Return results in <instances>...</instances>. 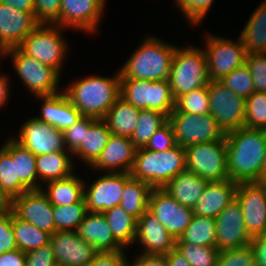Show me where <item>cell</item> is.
<instances>
[{
	"mask_svg": "<svg viewBox=\"0 0 266 266\" xmlns=\"http://www.w3.org/2000/svg\"><path fill=\"white\" fill-rule=\"evenodd\" d=\"M227 170L236 183L260 182L266 151V130L241 127L226 133Z\"/></svg>",
	"mask_w": 266,
	"mask_h": 266,
	"instance_id": "6da1fadb",
	"label": "cell"
},
{
	"mask_svg": "<svg viewBox=\"0 0 266 266\" xmlns=\"http://www.w3.org/2000/svg\"><path fill=\"white\" fill-rule=\"evenodd\" d=\"M112 77L89 76L64 88L71 104L86 117L104 119L120 97V70Z\"/></svg>",
	"mask_w": 266,
	"mask_h": 266,
	"instance_id": "7a4b0ae2",
	"label": "cell"
},
{
	"mask_svg": "<svg viewBox=\"0 0 266 266\" xmlns=\"http://www.w3.org/2000/svg\"><path fill=\"white\" fill-rule=\"evenodd\" d=\"M176 46L154 36L144 38L120 69V78L168 80Z\"/></svg>",
	"mask_w": 266,
	"mask_h": 266,
	"instance_id": "3957f363",
	"label": "cell"
},
{
	"mask_svg": "<svg viewBox=\"0 0 266 266\" xmlns=\"http://www.w3.org/2000/svg\"><path fill=\"white\" fill-rule=\"evenodd\" d=\"M185 170L186 153L183 147L176 145L162 152L143 147L136 150L130 175L147 182L152 188H164L172 178Z\"/></svg>",
	"mask_w": 266,
	"mask_h": 266,
	"instance_id": "277c9868",
	"label": "cell"
},
{
	"mask_svg": "<svg viewBox=\"0 0 266 266\" xmlns=\"http://www.w3.org/2000/svg\"><path fill=\"white\" fill-rule=\"evenodd\" d=\"M168 81L175 100L194 89L208 86L210 79L204 49L194 45L177 47Z\"/></svg>",
	"mask_w": 266,
	"mask_h": 266,
	"instance_id": "5b68a950",
	"label": "cell"
},
{
	"mask_svg": "<svg viewBox=\"0 0 266 266\" xmlns=\"http://www.w3.org/2000/svg\"><path fill=\"white\" fill-rule=\"evenodd\" d=\"M120 97L138 109L159 111L167 117L175 108L168 80L120 78Z\"/></svg>",
	"mask_w": 266,
	"mask_h": 266,
	"instance_id": "8992f818",
	"label": "cell"
},
{
	"mask_svg": "<svg viewBox=\"0 0 266 266\" xmlns=\"http://www.w3.org/2000/svg\"><path fill=\"white\" fill-rule=\"evenodd\" d=\"M63 27L55 24H39L22 41L18 48L42 64L51 66L61 73L67 57L68 43L61 34Z\"/></svg>",
	"mask_w": 266,
	"mask_h": 266,
	"instance_id": "52a82bcc",
	"label": "cell"
},
{
	"mask_svg": "<svg viewBox=\"0 0 266 266\" xmlns=\"http://www.w3.org/2000/svg\"><path fill=\"white\" fill-rule=\"evenodd\" d=\"M7 55L11 56L17 75L35 97L59 93L60 73L56 69L24 54L18 47L6 50Z\"/></svg>",
	"mask_w": 266,
	"mask_h": 266,
	"instance_id": "ba28073f",
	"label": "cell"
},
{
	"mask_svg": "<svg viewBox=\"0 0 266 266\" xmlns=\"http://www.w3.org/2000/svg\"><path fill=\"white\" fill-rule=\"evenodd\" d=\"M175 142L184 149L201 143L221 140L226 134L210 114L195 115L178 112L175 108L168 116Z\"/></svg>",
	"mask_w": 266,
	"mask_h": 266,
	"instance_id": "9c48e42d",
	"label": "cell"
},
{
	"mask_svg": "<svg viewBox=\"0 0 266 266\" xmlns=\"http://www.w3.org/2000/svg\"><path fill=\"white\" fill-rule=\"evenodd\" d=\"M187 170L209 182L229 179L226 138L185 148Z\"/></svg>",
	"mask_w": 266,
	"mask_h": 266,
	"instance_id": "30bf717a",
	"label": "cell"
},
{
	"mask_svg": "<svg viewBox=\"0 0 266 266\" xmlns=\"http://www.w3.org/2000/svg\"><path fill=\"white\" fill-rule=\"evenodd\" d=\"M210 114L224 133L244 127L246 98L235 94L220 81L208 84Z\"/></svg>",
	"mask_w": 266,
	"mask_h": 266,
	"instance_id": "8fae6325",
	"label": "cell"
},
{
	"mask_svg": "<svg viewBox=\"0 0 266 266\" xmlns=\"http://www.w3.org/2000/svg\"><path fill=\"white\" fill-rule=\"evenodd\" d=\"M208 76L210 81H220L246 60V49L241 40H232L208 34L205 39Z\"/></svg>",
	"mask_w": 266,
	"mask_h": 266,
	"instance_id": "7c38bea8",
	"label": "cell"
},
{
	"mask_svg": "<svg viewBox=\"0 0 266 266\" xmlns=\"http://www.w3.org/2000/svg\"><path fill=\"white\" fill-rule=\"evenodd\" d=\"M148 211L160 221L175 240L183 234L194 216L193 209L179 204L163 188L152 189Z\"/></svg>",
	"mask_w": 266,
	"mask_h": 266,
	"instance_id": "4fadbf2b",
	"label": "cell"
},
{
	"mask_svg": "<svg viewBox=\"0 0 266 266\" xmlns=\"http://www.w3.org/2000/svg\"><path fill=\"white\" fill-rule=\"evenodd\" d=\"M130 178V173L107 172V174L99 176L88 188L85 181L84 199L87 211L104 213L114 206H119L125 183Z\"/></svg>",
	"mask_w": 266,
	"mask_h": 266,
	"instance_id": "5bb4252c",
	"label": "cell"
},
{
	"mask_svg": "<svg viewBox=\"0 0 266 266\" xmlns=\"http://www.w3.org/2000/svg\"><path fill=\"white\" fill-rule=\"evenodd\" d=\"M235 199L250 236L266 234V190L261 182L238 183Z\"/></svg>",
	"mask_w": 266,
	"mask_h": 266,
	"instance_id": "9a60e30c",
	"label": "cell"
},
{
	"mask_svg": "<svg viewBox=\"0 0 266 266\" xmlns=\"http://www.w3.org/2000/svg\"><path fill=\"white\" fill-rule=\"evenodd\" d=\"M215 222V247L219 251L250 245L252 237L246 229L241 206L236 199L218 214Z\"/></svg>",
	"mask_w": 266,
	"mask_h": 266,
	"instance_id": "2e32d148",
	"label": "cell"
},
{
	"mask_svg": "<svg viewBox=\"0 0 266 266\" xmlns=\"http://www.w3.org/2000/svg\"><path fill=\"white\" fill-rule=\"evenodd\" d=\"M106 0H61L60 17L54 23L63 28H74L87 34L97 30L104 14Z\"/></svg>",
	"mask_w": 266,
	"mask_h": 266,
	"instance_id": "e0dca14e",
	"label": "cell"
},
{
	"mask_svg": "<svg viewBox=\"0 0 266 266\" xmlns=\"http://www.w3.org/2000/svg\"><path fill=\"white\" fill-rule=\"evenodd\" d=\"M10 210L37 228L55 233L53 205L42 190H29L11 200Z\"/></svg>",
	"mask_w": 266,
	"mask_h": 266,
	"instance_id": "ac0fdd59",
	"label": "cell"
},
{
	"mask_svg": "<svg viewBox=\"0 0 266 266\" xmlns=\"http://www.w3.org/2000/svg\"><path fill=\"white\" fill-rule=\"evenodd\" d=\"M14 139L36 156L55 151H67L63 132L36 117L25 121L19 130L18 138L14 137Z\"/></svg>",
	"mask_w": 266,
	"mask_h": 266,
	"instance_id": "d6986e66",
	"label": "cell"
},
{
	"mask_svg": "<svg viewBox=\"0 0 266 266\" xmlns=\"http://www.w3.org/2000/svg\"><path fill=\"white\" fill-rule=\"evenodd\" d=\"M57 266H89L98 253L75 231H56L50 236Z\"/></svg>",
	"mask_w": 266,
	"mask_h": 266,
	"instance_id": "ffe728a7",
	"label": "cell"
},
{
	"mask_svg": "<svg viewBox=\"0 0 266 266\" xmlns=\"http://www.w3.org/2000/svg\"><path fill=\"white\" fill-rule=\"evenodd\" d=\"M39 24L33 13L0 3V46L5 51L18 47Z\"/></svg>",
	"mask_w": 266,
	"mask_h": 266,
	"instance_id": "44dd1931",
	"label": "cell"
},
{
	"mask_svg": "<svg viewBox=\"0 0 266 266\" xmlns=\"http://www.w3.org/2000/svg\"><path fill=\"white\" fill-rule=\"evenodd\" d=\"M136 150L130 137L112 134L106 147L90 168L110 173H130Z\"/></svg>",
	"mask_w": 266,
	"mask_h": 266,
	"instance_id": "7402d4cb",
	"label": "cell"
},
{
	"mask_svg": "<svg viewBox=\"0 0 266 266\" xmlns=\"http://www.w3.org/2000/svg\"><path fill=\"white\" fill-rule=\"evenodd\" d=\"M143 246V255H166L175 248L176 240L148 210L137 220L134 243Z\"/></svg>",
	"mask_w": 266,
	"mask_h": 266,
	"instance_id": "603a6c76",
	"label": "cell"
},
{
	"mask_svg": "<svg viewBox=\"0 0 266 266\" xmlns=\"http://www.w3.org/2000/svg\"><path fill=\"white\" fill-rule=\"evenodd\" d=\"M75 232L86 242L91 243L97 252L104 253L125 250L114 238L103 213L88 212Z\"/></svg>",
	"mask_w": 266,
	"mask_h": 266,
	"instance_id": "cb8c5ba5",
	"label": "cell"
},
{
	"mask_svg": "<svg viewBox=\"0 0 266 266\" xmlns=\"http://www.w3.org/2000/svg\"><path fill=\"white\" fill-rule=\"evenodd\" d=\"M237 186L238 183L230 179L208 182L193 208L194 215L216 218L235 200Z\"/></svg>",
	"mask_w": 266,
	"mask_h": 266,
	"instance_id": "d4e9b609",
	"label": "cell"
},
{
	"mask_svg": "<svg viewBox=\"0 0 266 266\" xmlns=\"http://www.w3.org/2000/svg\"><path fill=\"white\" fill-rule=\"evenodd\" d=\"M61 91V92H60ZM43 101L41 114L36 118L48 123L60 131L75 124L83 116L69 101L62 90L59 93L49 96H38Z\"/></svg>",
	"mask_w": 266,
	"mask_h": 266,
	"instance_id": "484cf974",
	"label": "cell"
},
{
	"mask_svg": "<svg viewBox=\"0 0 266 266\" xmlns=\"http://www.w3.org/2000/svg\"><path fill=\"white\" fill-rule=\"evenodd\" d=\"M12 160L16 169V197L29 190H40L36 155L12 137Z\"/></svg>",
	"mask_w": 266,
	"mask_h": 266,
	"instance_id": "4316f807",
	"label": "cell"
},
{
	"mask_svg": "<svg viewBox=\"0 0 266 266\" xmlns=\"http://www.w3.org/2000/svg\"><path fill=\"white\" fill-rule=\"evenodd\" d=\"M208 182L194 172L185 170L172 178L163 189L179 204L193 209Z\"/></svg>",
	"mask_w": 266,
	"mask_h": 266,
	"instance_id": "83f0119b",
	"label": "cell"
},
{
	"mask_svg": "<svg viewBox=\"0 0 266 266\" xmlns=\"http://www.w3.org/2000/svg\"><path fill=\"white\" fill-rule=\"evenodd\" d=\"M73 155L69 151H55L36 156V170L40 184L71 176L74 171ZM71 156V157H70Z\"/></svg>",
	"mask_w": 266,
	"mask_h": 266,
	"instance_id": "f1b7e54d",
	"label": "cell"
},
{
	"mask_svg": "<svg viewBox=\"0 0 266 266\" xmlns=\"http://www.w3.org/2000/svg\"><path fill=\"white\" fill-rule=\"evenodd\" d=\"M84 182L80 177L71 175L64 179L46 183L42 192L53 206H67L79 203L84 198Z\"/></svg>",
	"mask_w": 266,
	"mask_h": 266,
	"instance_id": "f546056e",
	"label": "cell"
},
{
	"mask_svg": "<svg viewBox=\"0 0 266 266\" xmlns=\"http://www.w3.org/2000/svg\"><path fill=\"white\" fill-rule=\"evenodd\" d=\"M140 109L119 97L103 119L113 135L130 137L138 124Z\"/></svg>",
	"mask_w": 266,
	"mask_h": 266,
	"instance_id": "4dcf8cb0",
	"label": "cell"
},
{
	"mask_svg": "<svg viewBox=\"0 0 266 266\" xmlns=\"http://www.w3.org/2000/svg\"><path fill=\"white\" fill-rule=\"evenodd\" d=\"M111 135L107 123L103 119H97L89 130L85 131L84 142L72 153V156H78L90 167L106 147Z\"/></svg>",
	"mask_w": 266,
	"mask_h": 266,
	"instance_id": "1f68e13d",
	"label": "cell"
},
{
	"mask_svg": "<svg viewBox=\"0 0 266 266\" xmlns=\"http://www.w3.org/2000/svg\"><path fill=\"white\" fill-rule=\"evenodd\" d=\"M248 19L239 36L246 53H266V0L255 8Z\"/></svg>",
	"mask_w": 266,
	"mask_h": 266,
	"instance_id": "d6a6232c",
	"label": "cell"
},
{
	"mask_svg": "<svg viewBox=\"0 0 266 266\" xmlns=\"http://www.w3.org/2000/svg\"><path fill=\"white\" fill-rule=\"evenodd\" d=\"M152 189L147 182L131 177L125 183L120 206L138 220L148 210Z\"/></svg>",
	"mask_w": 266,
	"mask_h": 266,
	"instance_id": "836d02e7",
	"label": "cell"
},
{
	"mask_svg": "<svg viewBox=\"0 0 266 266\" xmlns=\"http://www.w3.org/2000/svg\"><path fill=\"white\" fill-rule=\"evenodd\" d=\"M114 238L124 247L132 246L136 236L137 219L127 213L120 205L105 211Z\"/></svg>",
	"mask_w": 266,
	"mask_h": 266,
	"instance_id": "e575fe53",
	"label": "cell"
},
{
	"mask_svg": "<svg viewBox=\"0 0 266 266\" xmlns=\"http://www.w3.org/2000/svg\"><path fill=\"white\" fill-rule=\"evenodd\" d=\"M12 229L14 232L17 249L25 253L38 249L50 242V233L18 218L13 212Z\"/></svg>",
	"mask_w": 266,
	"mask_h": 266,
	"instance_id": "d590c367",
	"label": "cell"
},
{
	"mask_svg": "<svg viewBox=\"0 0 266 266\" xmlns=\"http://www.w3.org/2000/svg\"><path fill=\"white\" fill-rule=\"evenodd\" d=\"M216 222L215 218L194 215L192 221L176 239V242L192 243L201 246H215Z\"/></svg>",
	"mask_w": 266,
	"mask_h": 266,
	"instance_id": "8d00e7d4",
	"label": "cell"
},
{
	"mask_svg": "<svg viewBox=\"0 0 266 266\" xmlns=\"http://www.w3.org/2000/svg\"><path fill=\"white\" fill-rule=\"evenodd\" d=\"M167 121L168 117L164 113L155 110L140 109L138 124L131 136L135 147L137 149L145 147L149 139Z\"/></svg>",
	"mask_w": 266,
	"mask_h": 266,
	"instance_id": "74e56055",
	"label": "cell"
},
{
	"mask_svg": "<svg viewBox=\"0 0 266 266\" xmlns=\"http://www.w3.org/2000/svg\"><path fill=\"white\" fill-rule=\"evenodd\" d=\"M88 213L86 201L67 206H53L54 224L56 231H76Z\"/></svg>",
	"mask_w": 266,
	"mask_h": 266,
	"instance_id": "f35d334b",
	"label": "cell"
},
{
	"mask_svg": "<svg viewBox=\"0 0 266 266\" xmlns=\"http://www.w3.org/2000/svg\"><path fill=\"white\" fill-rule=\"evenodd\" d=\"M0 188L12 200L16 197V169L12 160V138L0 147Z\"/></svg>",
	"mask_w": 266,
	"mask_h": 266,
	"instance_id": "ab89813d",
	"label": "cell"
},
{
	"mask_svg": "<svg viewBox=\"0 0 266 266\" xmlns=\"http://www.w3.org/2000/svg\"><path fill=\"white\" fill-rule=\"evenodd\" d=\"M175 249L188 261L190 266L217 265L219 250L215 246L176 242Z\"/></svg>",
	"mask_w": 266,
	"mask_h": 266,
	"instance_id": "60d3db41",
	"label": "cell"
},
{
	"mask_svg": "<svg viewBox=\"0 0 266 266\" xmlns=\"http://www.w3.org/2000/svg\"><path fill=\"white\" fill-rule=\"evenodd\" d=\"M175 109L178 112L195 115L210 113L208 86L194 89L179 96L175 100Z\"/></svg>",
	"mask_w": 266,
	"mask_h": 266,
	"instance_id": "b9f144b4",
	"label": "cell"
},
{
	"mask_svg": "<svg viewBox=\"0 0 266 266\" xmlns=\"http://www.w3.org/2000/svg\"><path fill=\"white\" fill-rule=\"evenodd\" d=\"M244 127L266 130V92H254L246 98Z\"/></svg>",
	"mask_w": 266,
	"mask_h": 266,
	"instance_id": "7bdbcfd3",
	"label": "cell"
},
{
	"mask_svg": "<svg viewBox=\"0 0 266 266\" xmlns=\"http://www.w3.org/2000/svg\"><path fill=\"white\" fill-rule=\"evenodd\" d=\"M220 82L243 98H248L255 92L253 77L246 63L235 68Z\"/></svg>",
	"mask_w": 266,
	"mask_h": 266,
	"instance_id": "ee69618b",
	"label": "cell"
},
{
	"mask_svg": "<svg viewBox=\"0 0 266 266\" xmlns=\"http://www.w3.org/2000/svg\"><path fill=\"white\" fill-rule=\"evenodd\" d=\"M216 266H256L251 245L219 251Z\"/></svg>",
	"mask_w": 266,
	"mask_h": 266,
	"instance_id": "f6af8a7d",
	"label": "cell"
},
{
	"mask_svg": "<svg viewBox=\"0 0 266 266\" xmlns=\"http://www.w3.org/2000/svg\"><path fill=\"white\" fill-rule=\"evenodd\" d=\"M96 120L92 117L82 116L79 121L63 131L67 151L73 153L84 142L85 131H88Z\"/></svg>",
	"mask_w": 266,
	"mask_h": 266,
	"instance_id": "bcb514c9",
	"label": "cell"
},
{
	"mask_svg": "<svg viewBox=\"0 0 266 266\" xmlns=\"http://www.w3.org/2000/svg\"><path fill=\"white\" fill-rule=\"evenodd\" d=\"M191 25L202 22L214 0H174Z\"/></svg>",
	"mask_w": 266,
	"mask_h": 266,
	"instance_id": "7dc6e473",
	"label": "cell"
},
{
	"mask_svg": "<svg viewBox=\"0 0 266 266\" xmlns=\"http://www.w3.org/2000/svg\"><path fill=\"white\" fill-rule=\"evenodd\" d=\"M245 63L253 77L256 92H266V53H249Z\"/></svg>",
	"mask_w": 266,
	"mask_h": 266,
	"instance_id": "c3c4849f",
	"label": "cell"
},
{
	"mask_svg": "<svg viewBox=\"0 0 266 266\" xmlns=\"http://www.w3.org/2000/svg\"><path fill=\"white\" fill-rule=\"evenodd\" d=\"M34 16L40 24H54L60 17L61 0H34Z\"/></svg>",
	"mask_w": 266,
	"mask_h": 266,
	"instance_id": "681fc988",
	"label": "cell"
},
{
	"mask_svg": "<svg viewBox=\"0 0 266 266\" xmlns=\"http://www.w3.org/2000/svg\"><path fill=\"white\" fill-rule=\"evenodd\" d=\"M174 131L172 125L167 121L156 133L149 139L144 147L152 151H167L176 146Z\"/></svg>",
	"mask_w": 266,
	"mask_h": 266,
	"instance_id": "f907efd6",
	"label": "cell"
},
{
	"mask_svg": "<svg viewBox=\"0 0 266 266\" xmlns=\"http://www.w3.org/2000/svg\"><path fill=\"white\" fill-rule=\"evenodd\" d=\"M17 249L12 229V211L0 212V255Z\"/></svg>",
	"mask_w": 266,
	"mask_h": 266,
	"instance_id": "816d5d0a",
	"label": "cell"
},
{
	"mask_svg": "<svg viewBox=\"0 0 266 266\" xmlns=\"http://www.w3.org/2000/svg\"><path fill=\"white\" fill-rule=\"evenodd\" d=\"M26 266H57L51 242L25 253Z\"/></svg>",
	"mask_w": 266,
	"mask_h": 266,
	"instance_id": "f5cc1de1",
	"label": "cell"
},
{
	"mask_svg": "<svg viewBox=\"0 0 266 266\" xmlns=\"http://www.w3.org/2000/svg\"><path fill=\"white\" fill-rule=\"evenodd\" d=\"M124 251L117 252H98L89 266H127V260Z\"/></svg>",
	"mask_w": 266,
	"mask_h": 266,
	"instance_id": "db71d44e",
	"label": "cell"
},
{
	"mask_svg": "<svg viewBox=\"0 0 266 266\" xmlns=\"http://www.w3.org/2000/svg\"><path fill=\"white\" fill-rule=\"evenodd\" d=\"M250 245L255 255L256 266H266V234L253 237Z\"/></svg>",
	"mask_w": 266,
	"mask_h": 266,
	"instance_id": "11a10c76",
	"label": "cell"
},
{
	"mask_svg": "<svg viewBox=\"0 0 266 266\" xmlns=\"http://www.w3.org/2000/svg\"><path fill=\"white\" fill-rule=\"evenodd\" d=\"M138 256V257H137ZM127 266H167L165 255H137ZM132 263V264H131Z\"/></svg>",
	"mask_w": 266,
	"mask_h": 266,
	"instance_id": "9f6ffc18",
	"label": "cell"
},
{
	"mask_svg": "<svg viewBox=\"0 0 266 266\" xmlns=\"http://www.w3.org/2000/svg\"><path fill=\"white\" fill-rule=\"evenodd\" d=\"M0 266H26L25 252L15 249L0 255Z\"/></svg>",
	"mask_w": 266,
	"mask_h": 266,
	"instance_id": "6f0895ef",
	"label": "cell"
},
{
	"mask_svg": "<svg viewBox=\"0 0 266 266\" xmlns=\"http://www.w3.org/2000/svg\"><path fill=\"white\" fill-rule=\"evenodd\" d=\"M0 3L10 5L20 11L34 14V0H0Z\"/></svg>",
	"mask_w": 266,
	"mask_h": 266,
	"instance_id": "680465c9",
	"label": "cell"
},
{
	"mask_svg": "<svg viewBox=\"0 0 266 266\" xmlns=\"http://www.w3.org/2000/svg\"><path fill=\"white\" fill-rule=\"evenodd\" d=\"M167 266H190L188 261L174 248L165 255Z\"/></svg>",
	"mask_w": 266,
	"mask_h": 266,
	"instance_id": "91938a15",
	"label": "cell"
},
{
	"mask_svg": "<svg viewBox=\"0 0 266 266\" xmlns=\"http://www.w3.org/2000/svg\"><path fill=\"white\" fill-rule=\"evenodd\" d=\"M6 75L0 74V107L6 105L8 98L10 97V89H9V77Z\"/></svg>",
	"mask_w": 266,
	"mask_h": 266,
	"instance_id": "94428289",
	"label": "cell"
},
{
	"mask_svg": "<svg viewBox=\"0 0 266 266\" xmlns=\"http://www.w3.org/2000/svg\"><path fill=\"white\" fill-rule=\"evenodd\" d=\"M11 200L5 195L0 188V212L10 210Z\"/></svg>",
	"mask_w": 266,
	"mask_h": 266,
	"instance_id": "6125c7cd",
	"label": "cell"
},
{
	"mask_svg": "<svg viewBox=\"0 0 266 266\" xmlns=\"http://www.w3.org/2000/svg\"><path fill=\"white\" fill-rule=\"evenodd\" d=\"M264 163H263V168H262V179L266 178V151H265V156H264Z\"/></svg>",
	"mask_w": 266,
	"mask_h": 266,
	"instance_id": "be15d7a7",
	"label": "cell"
},
{
	"mask_svg": "<svg viewBox=\"0 0 266 266\" xmlns=\"http://www.w3.org/2000/svg\"><path fill=\"white\" fill-rule=\"evenodd\" d=\"M2 56H5V50L0 46V58H3Z\"/></svg>",
	"mask_w": 266,
	"mask_h": 266,
	"instance_id": "e7e4bbea",
	"label": "cell"
},
{
	"mask_svg": "<svg viewBox=\"0 0 266 266\" xmlns=\"http://www.w3.org/2000/svg\"><path fill=\"white\" fill-rule=\"evenodd\" d=\"M261 184L264 186L265 190H266V178L261 179Z\"/></svg>",
	"mask_w": 266,
	"mask_h": 266,
	"instance_id": "03108f58",
	"label": "cell"
}]
</instances>
